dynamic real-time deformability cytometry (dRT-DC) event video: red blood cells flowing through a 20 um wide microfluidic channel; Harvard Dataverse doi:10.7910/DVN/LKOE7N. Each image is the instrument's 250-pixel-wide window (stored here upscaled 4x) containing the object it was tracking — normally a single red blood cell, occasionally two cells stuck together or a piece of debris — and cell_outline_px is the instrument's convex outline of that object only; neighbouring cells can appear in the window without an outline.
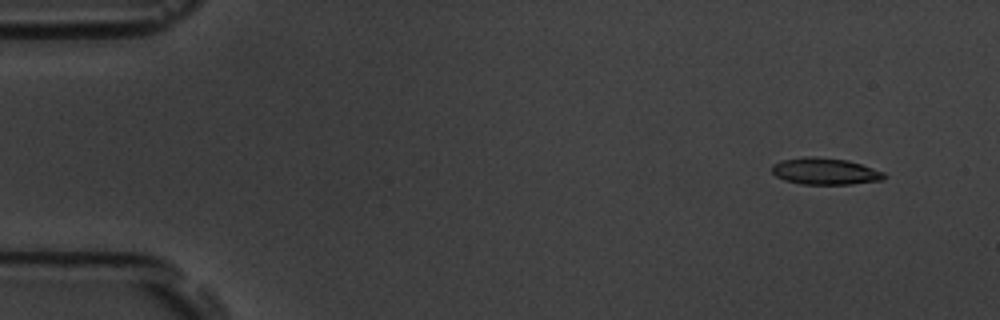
{"species": "common noctule bat (a hibernating species)", "species_latin": "Nyctalus noctula", "temperature_condition": "room temperature", "stored_images_in_passage": 4, "camera_frame_rate_fps": 3000, "um_per_image_px": 0.085, "animal": {"sex": "male", "body_mass_g": 19.5, "forearm_length_mm": 54.6}, "frame": {"image": 1, "passage_image": 1, "time_ms": 0.0, "image_size_px": [1000, 320], "cell_outline_px": [[888, 176], [884, 180], [852, 184], [804, 184], [784, 180], [776, 176], [772, 172], [772, 164], [780, 160], [804, 156], [816, 156], [848, 160], [884, 172]], "centroid_in_image_um": [70.13, 14.55], "position_along_channel_um": 14.9, "area_um2": 17.63}}